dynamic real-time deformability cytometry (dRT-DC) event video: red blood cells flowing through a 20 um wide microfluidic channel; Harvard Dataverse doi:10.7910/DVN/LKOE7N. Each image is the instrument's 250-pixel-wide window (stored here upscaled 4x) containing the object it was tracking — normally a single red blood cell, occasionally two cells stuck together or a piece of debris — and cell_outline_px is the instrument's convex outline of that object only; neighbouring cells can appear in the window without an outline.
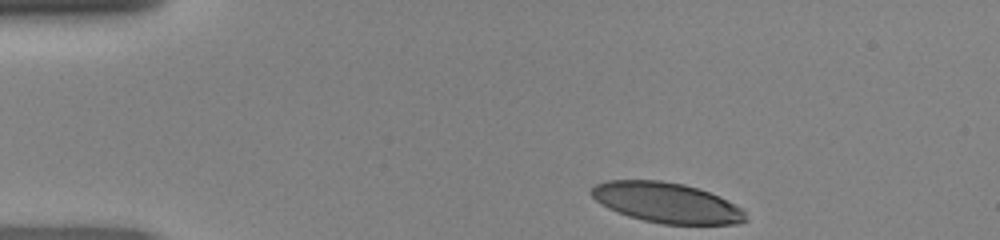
{"species": "human", "species_latin": "Homo sapiens", "temperature_condition": "room temperature", "stored_images_in_passage": 33, "camera_frame_rate_fps": 3000, "um_per_image_px": 0.085, "donor": {"sex": "female"}, "frame": {"image": 1, "passage_image": 1, "time_ms": 0.0, "image_size_px": [1000, 240], "cell_outline_px": [[748, 220], [740, 224], [664, 224], [644, 220], [628, 216], [608, 208], [596, 200], [588, 192], [596, 184], [608, 180], [660, 180], [684, 184], [720, 196], [744, 208]], "centroid_in_image_um": [56.7, 17.23], "position_along_channel_um": 28.3, "area_um2": 36.3}}
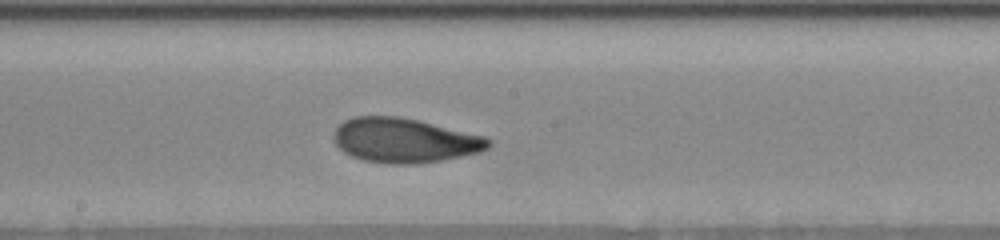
{"frame": {"image": 2, "passage_image": 19, "time_ms": 6.0, "image_size_px": [1000, 240], "cell_outline_px": [[492, 144], [488, 148], [480, 152], [444, 160], [416, 164], [384, 164], [364, 160], [352, 156], [344, 152], [332, 140], [332, 132], [344, 120], [352, 116], [396, 116], [420, 120], [484, 136], [492, 140]], "centroid_in_image_um": [34.37, 11.93], "position_along_channel_um": 213.8, "area_um2": 40.58}}
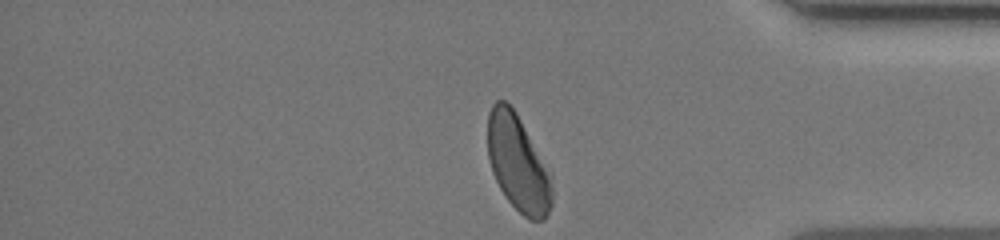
{"frame": {"image": 3, "passage_image": 33, "time_ms": 10.667, "image_size_px": [1000, 240], "cell_outline_px": [[552, 204], [548, 216], [544, 220], [528, 220], [504, 196], [492, 172], [488, 156], [488, 112], [492, 104], [496, 100], [504, 100], [516, 112], [552, 172]], "centroid_in_image_um": [44.06, 13.89], "position_along_channel_um": 391.1, "area_um2": 36.59}}